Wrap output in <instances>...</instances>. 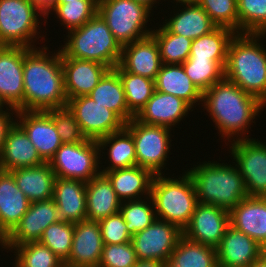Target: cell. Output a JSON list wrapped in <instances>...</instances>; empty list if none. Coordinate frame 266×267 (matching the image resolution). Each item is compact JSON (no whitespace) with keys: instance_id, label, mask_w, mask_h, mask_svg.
<instances>
[{"instance_id":"1","label":"cell","mask_w":266,"mask_h":267,"mask_svg":"<svg viewBox=\"0 0 266 267\" xmlns=\"http://www.w3.org/2000/svg\"><path fill=\"white\" fill-rule=\"evenodd\" d=\"M201 105L211 116L217 133L228 142L248 139L250 135L246 134L251 123L266 108L257 97L225 77L203 93Z\"/></svg>"},{"instance_id":"2","label":"cell","mask_w":266,"mask_h":267,"mask_svg":"<svg viewBox=\"0 0 266 267\" xmlns=\"http://www.w3.org/2000/svg\"><path fill=\"white\" fill-rule=\"evenodd\" d=\"M45 46L32 48L24 56V111H47L67 106L60 48L53 54Z\"/></svg>"},{"instance_id":"3","label":"cell","mask_w":266,"mask_h":267,"mask_svg":"<svg viewBox=\"0 0 266 267\" xmlns=\"http://www.w3.org/2000/svg\"><path fill=\"white\" fill-rule=\"evenodd\" d=\"M265 36L236 33L228 46L224 77L266 105V49L260 43Z\"/></svg>"},{"instance_id":"4","label":"cell","mask_w":266,"mask_h":267,"mask_svg":"<svg viewBox=\"0 0 266 267\" xmlns=\"http://www.w3.org/2000/svg\"><path fill=\"white\" fill-rule=\"evenodd\" d=\"M233 165L208 160L186 171L193 181L198 203L230 211L248 197L238 166Z\"/></svg>"},{"instance_id":"5","label":"cell","mask_w":266,"mask_h":267,"mask_svg":"<svg viewBox=\"0 0 266 267\" xmlns=\"http://www.w3.org/2000/svg\"><path fill=\"white\" fill-rule=\"evenodd\" d=\"M66 37L61 57L95 61L110 69L120 62L122 46L98 12L83 26L68 30Z\"/></svg>"},{"instance_id":"6","label":"cell","mask_w":266,"mask_h":267,"mask_svg":"<svg viewBox=\"0 0 266 267\" xmlns=\"http://www.w3.org/2000/svg\"><path fill=\"white\" fill-rule=\"evenodd\" d=\"M178 178L155 175L151 198L156 218L178 226L182 231L191 221L198 204L193 181L185 171ZM164 175V176H163Z\"/></svg>"},{"instance_id":"7","label":"cell","mask_w":266,"mask_h":267,"mask_svg":"<svg viewBox=\"0 0 266 267\" xmlns=\"http://www.w3.org/2000/svg\"><path fill=\"white\" fill-rule=\"evenodd\" d=\"M42 16L47 24L45 13L29 0H0V45L36 48Z\"/></svg>"},{"instance_id":"8","label":"cell","mask_w":266,"mask_h":267,"mask_svg":"<svg viewBox=\"0 0 266 267\" xmlns=\"http://www.w3.org/2000/svg\"><path fill=\"white\" fill-rule=\"evenodd\" d=\"M98 13L121 46L143 39L153 31L146 28L151 10L137 1L98 0Z\"/></svg>"},{"instance_id":"9","label":"cell","mask_w":266,"mask_h":267,"mask_svg":"<svg viewBox=\"0 0 266 267\" xmlns=\"http://www.w3.org/2000/svg\"><path fill=\"white\" fill-rule=\"evenodd\" d=\"M135 143L137 165L150 170L154 175H162L169 158L171 128L146 125L135 117L125 124ZM168 156V157H167ZM163 171V172H162Z\"/></svg>"},{"instance_id":"10","label":"cell","mask_w":266,"mask_h":267,"mask_svg":"<svg viewBox=\"0 0 266 267\" xmlns=\"http://www.w3.org/2000/svg\"><path fill=\"white\" fill-rule=\"evenodd\" d=\"M101 158L98 142L86 139L63 143L48 163L56 177L88 182L100 174Z\"/></svg>"},{"instance_id":"11","label":"cell","mask_w":266,"mask_h":267,"mask_svg":"<svg viewBox=\"0 0 266 267\" xmlns=\"http://www.w3.org/2000/svg\"><path fill=\"white\" fill-rule=\"evenodd\" d=\"M229 148L248 196L266 197V142L250 137L231 142Z\"/></svg>"},{"instance_id":"12","label":"cell","mask_w":266,"mask_h":267,"mask_svg":"<svg viewBox=\"0 0 266 267\" xmlns=\"http://www.w3.org/2000/svg\"><path fill=\"white\" fill-rule=\"evenodd\" d=\"M67 108L75 116L86 139L98 141L125 127V123L113 111L102 107L88 95L69 99Z\"/></svg>"},{"instance_id":"13","label":"cell","mask_w":266,"mask_h":267,"mask_svg":"<svg viewBox=\"0 0 266 267\" xmlns=\"http://www.w3.org/2000/svg\"><path fill=\"white\" fill-rule=\"evenodd\" d=\"M183 236V231L167 221H155L131 237L138 260H156L165 262Z\"/></svg>"},{"instance_id":"14","label":"cell","mask_w":266,"mask_h":267,"mask_svg":"<svg viewBox=\"0 0 266 267\" xmlns=\"http://www.w3.org/2000/svg\"><path fill=\"white\" fill-rule=\"evenodd\" d=\"M30 48L0 45V97L8 107L24 111V56Z\"/></svg>"},{"instance_id":"15","label":"cell","mask_w":266,"mask_h":267,"mask_svg":"<svg viewBox=\"0 0 266 267\" xmlns=\"http://www.w3.org/2000/svg\"><path fill=\"white\" fill-rule=\"evenodd\" d=\"M60 221L53 198L30 203L27 212L15 228L0 242V246H20L40 240L44 230Z\"/></svg>"},{"instance_id":"16","label":"cell","mask_w":266,"mask_h":267,"mask_svg":"<svg viewBox=\"0 0 266 267\" xmlns=\"http://www.w3.org/2000/svg\"><path fill=\"white\" fill-rule=\"evenodd\" d=\"M230 225L229 211L210 204L198 203L188 226L183 230L187 239L217 247Z\"/></svg>"},{"instance_id":"17","label":"cell","mask_w":266,"mask_h":267,"mask_svg":"<svg viewBox=\"0 0 266 267\" xmlns=\"http://www.w3.org/2000/svg\"><path fill=\"white\" fill-rule=\"evenodd\" d=\"M14 116L40 157L49 162L63 144L52 120V111H17Z\"/></svg>"},{"instance_id":"18","label":"cell","mask_w":266,"mask_h":267,"mask_svg":"<svg viewBox=\"0 0 266 267\" xmlns=\"http://www.w3.org/2000/svg\"><path fill=\"white\" fill-rule=\"evenodd\" d=\"M103 247L98 221L85 219L74 223L72 248L64 267H98Z\"/></svg>"},{"instance_id":"19","label":"cell","mask_w":266,"mask_h":267,"mask_svg":"<svg viewBox=\"0 0 266 267\" xmlns=\"http://www.w3.org/2000/svg\"><path fill=\"white\" fill-rule=\"evenodd\" d=\"M218 264L223 267H249L265 253L260 244L229 225L216 247Z\"/></svg>"},{"instance_id":"20","label":"cell","mask_w":266,"mask_h":267,"mask_svg":"<svg viewBox=\"0 0 266 267\" xmlns=\"http://www.w3.org/2000/svg\"><path fill=\"white\" fill-rule=\"evenodd\" d=\"M64 90L67 99L89 95L110 69L95 61L62 57Z\"/></svg>"},{"instance_id":"21","label":"cell","mask_w":266,"mask_h":267,"mask_svg":"<svg viewBox=\"0 0 266 267\" xmlns=\"http://www.w3.org/2000/svg\"><path fill=\"white\" fill-rule=\"evenodd\" d=\"M229 215L230 225L256 240L266 254V197L248 196Z\"/></svg>"},{"instance_id":"22","label":"cell","mask_w":266,"mask_h":267,"mask_svg":"<svg viewBox=\"0 0 266 267\" xmlns=\"http://www.w3.org/2000/svg\"><path fill=\"white\" fill-rule=\"evenodd\" d=\"M192 107L177 96L155 90L145 107L135 117L146 125L172 128L193 111Z\"/></svg>"},{"instance_id":"23","label":"cell","mask_w":266,"mask_h":267,"mask_svg":"<svg viewBox=\"0 0 266 267\" xmlns=\"http://www.w3.org/2000/svg\"><path fill=\"white\" fill-rule=\"evenodd\" d=\"M119 65L129 73L155 80L162 65L155 38L149 35L122 46Z\"/></svg>"},{"instance_id":"24","label":"cell","mask_w":266,"mask_h":267,"mask_svg":"<svg viewBox=\"0 0 266 267\" xmlns=\"http://www.w3.org/2000/svg\"><path fill=\"white\" fill-rule=\"evenodd\" d=\"M44 163L45 161L40 157L24 130L14 122L8 129L0 153V170L10 172Z\"/></svg>"},{"instance_id":"25","label":"cell","mask_w":266,"mask_h":267,"mask_svg":"<svg viewBox=\"0 0 266 267\" xmlns=\"http://www.w3.org/2000/svg\"><path fill=\"white\" fill-rule=\"evenodd\" d=\"M30 202L18 188L13 175L0 170V242L27 212Z\"/></svg>"},{"instance_id":"26","label":"cell","mask_w":266,"mask_h":267,"mask_svg":"<svg viewBox=\"0 0 266 267\" xmlns=\"http://www.w3.org/2000/svg\"><path fill=\"white\" fill-rule=\"evenodd\" d=\"M53 200L60 220L76 223L87 219L86 182L80 179L56 177Z\"/></svg>"},{"instance_id":"27","label":"cell","mask_w":266,"mask_h":267,"mask_svg":"<svg viewBox=\"0 0 266 267\" xmlns=\"http://www.w3.org/2000/svg\"><path fill=\"white\" fill-rule=\"evenodd\" d=\"M103 174L108 178L122 202L151 196V186L155 175L148 169L136 165L114 169Z\"/></svg>"},{"instance_id":"28","label":"cell","mask_w":266,"mask_h":267,"mask_svg":"<svg viewBox=\"0 0 266 267\" xmlns=\"http://www.w3.org/2000/svg\"><path fill=\"white\" fill-rule=\"evenodd\" d=\"M10 173L30 203L53 198L56 176L48 162L35 167L15 169Z\"/></svg>"},{"instance_id":"29","label":"cell","mask_w":266,"mask_h":267,"mask_svg":"<svg viewBox=\"0 0 266 267\" xmlns=\"http://www.w3.org/2000/svg\"><path fill=\"white\" fill-rule=\"evenodd\" d=\"M121 203L122 201L104 174L100 173L86 182L87 219L99 221L119 213Z\"/></svg>"},{"instance_id":"30","label":"cell","mask_w":266,"mask_h":267,"mask_svg":"<svg viewBox=\"0 0 266 267\" xmlns=\"http://www.w3.org/2000/svg\"><path fill=\"white\" fill-rule=\"evenodd\" d=\"M154 81L157 91L181 98L193 110L197 102H202L203 93L186 75L182 64H162Z\"/></svg>"},{"instance_id":"31","label":"cell","mask_w":266,"mask_h":267,"mask_svg":"<svg viewBox=\"0 0 266 267\" xmlns=\"http://www.w3.org/2000/svg\"><path fill=\"white\" fill-rule=\"evenodd\" d=\"M180 6L183 8L177 9L176 13L173 11V17L163 22L171 33L194 40L209 34L217 27L199 4H181Z\"/></svg>"},{"instance_id":"32","label":"cell","mask_w":266,"mask_h":267,"mask_svg":"<svg viewBox=\"0 0 266 267\" xmlns=\"http://www.w3.org/2000/svg\"><path fill=\"white\" fill-rule=\"evenodd\" d=\"M93 101L113 111L125 124L134 117L129 113L118 72L109 69L88 95Z\"/></svg>"},{"instance_id":"33","label":"cell","mask_w":266,"mask_h":267,"mask_svg":"<svg viewBox=\"0 0 266 267\" xmlns=\"http://www.w3.org/2000/svg\"><path fill=\"white\" fill-rule=\"evenodd\" d=\"M100 156L104 154L103 150H108L106 153L109 160V166L100 169V173L108 172L114 169L128 168L137 165L135 143L132 134L124 127L118 132L111 133L98 141ZM109 147V149L107 147ZM105 148V149H104ZM102 149V150H101ZM102 152V154H101Z\"/></svg>"},{"instance_id":"34","label":"cell","mask_w":266,"mask_h":267,"mask_svg":"<svg viewBox=\"0 0 266 267\" xmlns=\"http://www.w3.org/2000/svg\"><path fill=\"white\" fill-rule=\"evenodd\" d=\"M216 248L182 236L163 267H217Z\"/></svg>"},{"instance_id":"35","label":"cell","mask_w":266,"mask_h":267,"mask_svg":"<svg viewBox=\"0 0 266 267\" xmlns=\"http://www.w3.org/2000/svg\"><path fill=\"white\" fill-rule=\"evenodd\" d=\"M235 34L232 29L216 27L209 34L192 40L189 58L214 60L224 69L228 46Z\"/></svg>"},{"instance_id":"36","label":"cell","mask_w":266,"mask_h":267,"mask_svg":"<svg viewBox=\"0 0 266 267\" xmlns=\"http://www.w3.org/2000/svg\"><path fill=\"white\" fill-rule=\"evenodd\" d=\"M121 79L129 113L136 117L155 92V81L125 71L119 64L114 68Z\"/></svg>"},{"instance_id":"37","label":"cell","mask_w":266,"mask_h":267,"mask_svg":"<svg viewBox=\"0 0 266 267\" xmlns=\"http://www.w3.org/2000/svg\"><path fill=\"white\" fill-rule=\"evenodd\" d=\"M54 12L67 31L83 26L98 12V0H78L68 3H54L45 13V18Z\"/></svg>"},{"instance_id":"38","label":"cell","mask_w":266,"mask_h":267,"mask_svg":"<svg viewBox=\"0 0 266 267\" xmlns=\"http://www.w3.org/2000/svg\"><path fill=\"white\" fill-rule=\"evenodd\" d=\"M159 26L162 27L154 28L151 35L158 44L162 64H182L189 58L192 40Z\"/></svg>"},{"instance_id":"39","label":"cell","mask_w":266,"mask_h":267,"mask_svg":"<svg viewBox=\"0 0 266 267\" xmlns=\"http://www.w3.org/2000/svg\"><path fill=\"white\" fill-rule=\"evenodd\" d=\"M2 248L16 251L13 252L16 256L13 267H64V262L39 241L20 246H2Z\"/></svg>"},{"instance_id":"40","label":"cell","mask_w":266,"mask_h":267,"mask_svg":"<svg viewBox=\"0 0 266 267\" xmlns=\"http://www.w3.org/2000/svg\"><path fill=\"white\" fill-rule=\"evenodd\" d=\"M119 212L131 236L150 226L156 219L151 196L140 200L123 201Z\"/></svg>"},{"instance_id":"41","label":"cell","mask_w":266,"mask_h":267,"mask_svg":"<svg viewBox=\"0 0 266 267\" xmlns=\"http://www.w3.org/2000/svg\"><path fill=\"white\" fill-rule=\"evenodd\" d=\"M182 66L186 75L202 93L224 78V69L214 60L188 58Z\"/></svg>"},{"instance_id":"42","label":"cell","mask_w":266,"mask_h":267,"mask_svg":"<svg viewBox=\"0 0 266 267\" xmlns=\"http://www.w3.org/2000/svg\"><path fill=\"white\" fill-rule=\"evenodd\" d=\"M239 33L266 34V0H237Z\"/></svg>"},{"instance_id":"43","label":"cell","mask_w":266,"mask_h":267,"mask_svg":"<svg viewBox=\"0 0 266 267\" xmlns=\"http://www.w3.org/2000/svg\"><path fill=\"white\" fill-rule=\"evenodd\" d=\"M73 233L74 223L60 220L44 230L39 242L65 262L71 252Z\"/></svg>"},{"instance_id":"44","label":"cell","mask_w":266,"mask_h":267,"mask_svg":"<svg viewBox=\"0 0 266 267\" xmlns=\"http://www.w3.org/2000/svg\"><path fill=\"white\" fill-rule=\"evenodd\" d=\"M217 27L239 33L237 0H200L198 3Z\"/></svg>"},{"instance_id":"45","label":"cell","mask_w":266,"mask_h":267,"mask_svg":"<svg viewBox=\"0 0 266 267\" xmlns=\"http://www.w3.org/2000/svg\"><path fill=\"white\" fill-rule=\"evenodd\" d=\"M50 110L52 111V120L62 143H79L86 140L75 116L67 106Z\"/></svg>"},{"instance_id":"46","label":"cell","mask_w":266,"mask_h":267,"mask_svg":"<svg viewBox=\"0 0 266 267\" xmlns=\"http://www.w3.org/2000/svg\"><path fill=\"white\" fill-rule=\"evenodd\" d=\"M137 260L132 242L104 244L98 267H132Z\"/></svg>"},{"instance_id":"47","label":"cell","mask_w":266,"mask_h":267,"mask_svg":"<svg viewBox=\"0 0 266 267\" xmlns=\"http://www.w3.org/2000/svg\"><path fill=\"white\" fill-rule=\"evenodd\" d=\"M104 244H124L131 242L126 222L122 215L116 213L98 221Z\"/></svg>"},{"instance_id":"48","label":"cell","mask_w":266,"mask_h":267,"mask_svg":"<svg viewBox=\"0 0 266 267\" xmlns=\"http://www.w3.org/2000/svg\"><path fill=\"white\" fill-rule=\"evenodd\" d=\"M15 113H17V110L12 107H7L6 110L0 112V153L3 147V143L5 141L8 129L15 122L14 118L12 117Z\"/></svg>"},{"instance_id":"49","label":"cell","mask_w":266,"mask_h":267,"mask_svg":"<svg viewBox=\"0 0 266 267\" xmlns=\"http://www.w3.org/2000/svg\"><path fill=\"white\" fill-rule=\"evenodd\" d=\"M29 1L35 4L44 13H46L57 0H29Z\"/></svg>"},{"instance_id":"50","label":"cell","mask_w":266,"mask_h":267,"mask_svg":"<svg viewBox=\"0 0 266 267\" xmlns=\"http://www.w3.org/2000/svg\"><path fill=\"white\" fill-rule=\"evenodd\" d=\"M132 267H163L162 261L156 260H137L136 264Z\"/></svg>"},{"instance_id":"51","label":"cell","mask_w":266,"mask_h":267,"mask_svg":"<svg viewBox=\"0 0 266 267\" xmlns=\"http://www.w3.org/2000/svg\"><path fill=\"white\" fill-rule=\"evenodd\" d=\"M133 1H137L138 3H141V4L145 5L146 7H148L152 11L153 7L156 8V6H154V4H156L157 2L159 4L160 0H158V1L157 0H133Z\"/></svg>"},{"instance_id":"52","label":"cell","mask_w":266,"mask_h":267,"mask_svg":"<svg viewBox=\"0 0 266 267\" xmlns=\"http://www.w3.org/2000/svg\"><path fill=\"white\" fill-rule=\"evenodd\" d=\"M249 267H266V254H264L259 260H257Z\"/></svg>"},{"instance_id":"53","label":"cell","mask_w":266,"mask_h":267,"mask_svg":"<svg viewBox=\"0 0 266 267\" xmlns=\"http://www.w3.org/2000/svg\"><path fill=\"white\" fill-rule=\"evenodd\" d=\"M176 2V6L179 4L177 3H180L181 4H198L200 0H173Z\"/></svg>"},{"instance_id":"54","label":"cell","mask_w":266,"mask_h":267,"mask_svg":"<svg viewBox=\"0 0 266 267\" xmlns=\"http://www.w3.org/2000/svg\"><path fill=\"white\" fill-rule=\"evenodd\" d=\"M4 106L7 108L6 103L3 101V99L0 97V112L4 111Z\"/></svg>"},{"instance_id":"55","label":"cell","mask_w":266,"mask_h":267,"mask_svg":"<svg viewBox=\"0 0 266 267\" xmlns=\"http://www.w3.org/2000/svg\"><path fill=\"white\" fill-rule=\"evenodd\" d=\"M69 1H78V0H57L55 3H68Z\"/></svg>"}]
</instances>
